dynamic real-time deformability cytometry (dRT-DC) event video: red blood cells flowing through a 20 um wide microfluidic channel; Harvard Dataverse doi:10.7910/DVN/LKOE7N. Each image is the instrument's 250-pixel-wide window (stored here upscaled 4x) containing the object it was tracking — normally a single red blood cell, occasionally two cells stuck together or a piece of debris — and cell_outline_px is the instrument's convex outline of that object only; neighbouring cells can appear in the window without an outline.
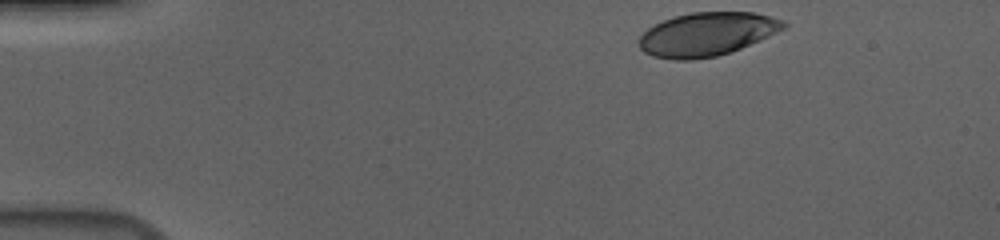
{"species": "human", "species_latin": "Homo sapiens", "temperature_condition": "cold", "stored_images_in_passage": 40, "camera_frame_rate_fps": 3000, "um_per_image_px": 0.085, "donor": {"sex": "male"}, "frame": {"image": 1, "passage_image": 1, "time_ms": 0.0, "image_size_px": [1000, 240], "cell_outline_px": [[788, 24], [784, 28], [760, 40], [740, 48], [716, 56], [692, 60], [676, 60], [652, 56], [644, 52], [640, 48], [640, 36], [648, 28], [664, 20], [676, 16], [692, 12], [752, 12], [784, 20]], "centroid_in_image_um": [60.08, 2.91], "position_along_channel_um": 24.9, "area_um2": 36.3}}
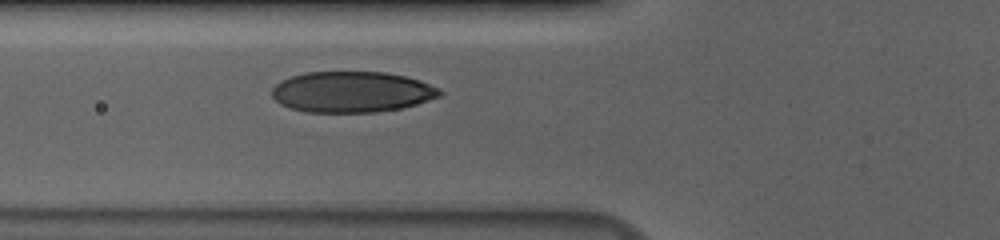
{"frame": {"image": 2, "passage_image": 14, "time_ms": 4.333, "image_size_px": [1000, 240], "cell_outline_px": [[444, 92], [440, 96], [416, 104], [400, 108], [376, 112], [308, 112], [288, 108], [280, 104], [272, 96], [272, 88], [280, 80], [304, 72], [388, 72], [420, 80], [440, 88]], "centroid_in_image_um": [29.9, 7.81], "position_along_channel_um": 95.9, "area_um2": 40.17}}
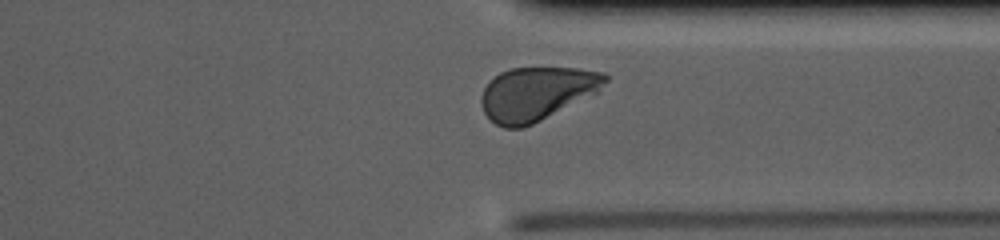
{"frame": {"image": 3, "passage_image": 36, "time_ms": 11.667, "image_size_px": [1000, 240], "cell_outline_px": [[608, 80], [600, 92], [532, 124], [520, 128], [504, 128], [496, 124], [484, 112], [480, 104], [480, 96], [488, 80], [500, 72], [512, 68], [576, 68], [604, 72], [608, 76]], "centroid_in_image_um": [45.63, 7.94], "position_along_channel_um": 365.8, "area_um2": 38.9}, "authors_computed_cell_mechanics": {"area_um2": 39.3907, "velocity_mm_per_s": 3.6766, "shape_relaxation_time_tau1_ms": 2.883, "shape_relaxation_time_tau2_ms": null, "deformation_change_tau1": 0.1414, "deformation_change_tau2": null}}